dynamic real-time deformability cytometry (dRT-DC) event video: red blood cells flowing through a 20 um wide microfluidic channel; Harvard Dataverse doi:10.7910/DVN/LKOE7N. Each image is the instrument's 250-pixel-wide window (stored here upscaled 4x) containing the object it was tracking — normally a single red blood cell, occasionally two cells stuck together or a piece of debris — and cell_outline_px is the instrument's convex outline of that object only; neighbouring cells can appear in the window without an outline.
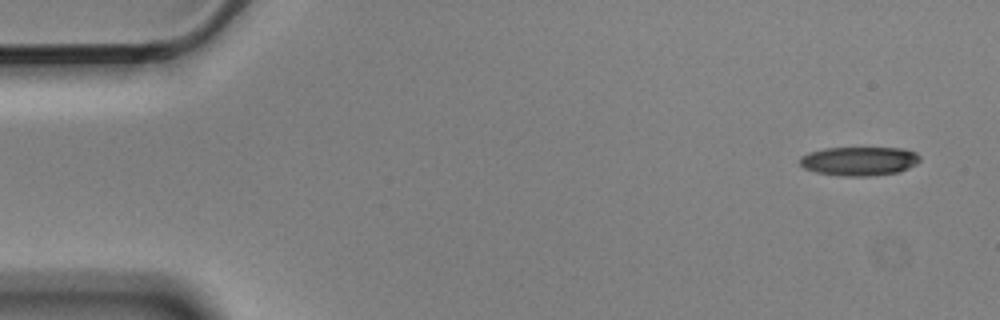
{"species": "Egyptian fruit bat (a non-hibernating species)", "species_latin": "Rousettus aegyptiacus", "temperature_condition": "cold", "stored_images_in_passage": 14, "camera_frame_rate_fps": 3000, "um_per_image_px": 0.085, "animal": {"sex": "male"}, "frame": {"image": 1, "passage_image": 1, "time_ms": 0.0, "image_size_px": [1000, 320], "cell_outline_px": [[920, 160], [916, 164], [908, 168], [896, 172], [868, 176], [844, 176], [816, 172], [804, 168], [800, 164], [800, 156], [808, 152], [824, 148], [904, 148], [916, 152], [920, 156]], "centroid_in_image_um": [73.02, 13.68], "position_along_channel_um": 12.0, "area_um2": 20.23}}
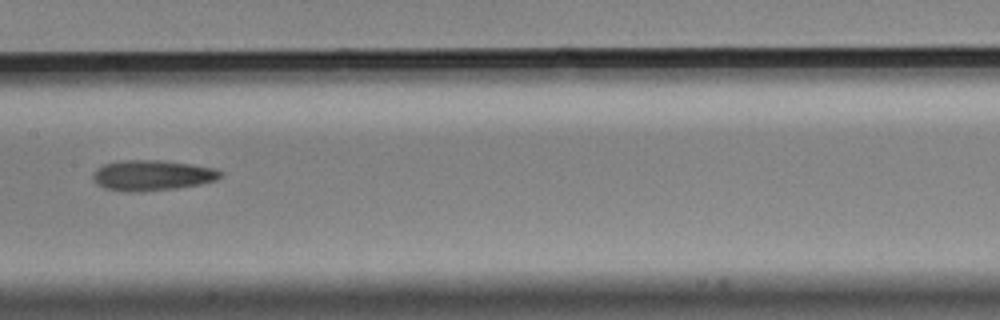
{"frame": {"image": 2, "passage_image": 7, "time_ms": 2.0, "image_size_px": [1000, 320], "cell_outline_px": [[224, 172], [216, 180], [200, 184], [176, 188], [140, 192], [128, 192], [104, 188], [96, 184], [92, 180], [92, 172], [96, 168], [104, 164], [124, 160], [160, 160], [216, 168]], "centroid_in_image_um": [12.89, 14.91], "position_along_channel_um": 194.5, "area_um2": 22.77}}
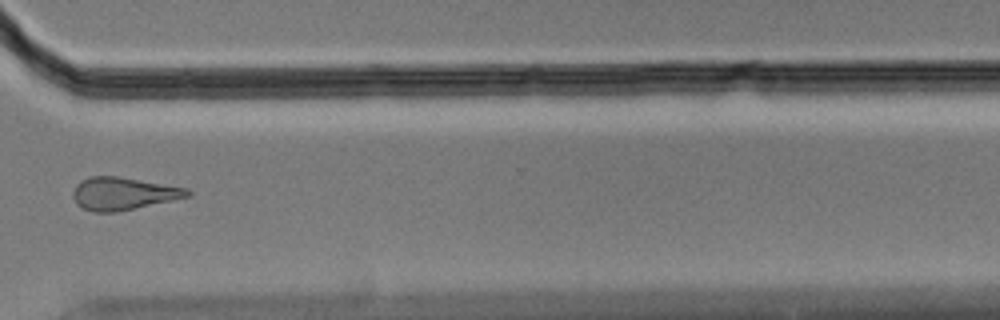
{"frame": {"image": 3, "passage_image": 11, "time_ms": 3.333, "image_size_px": [1000, 320], "cell_outline_px": [[192, 192], [188, 196], [172, 200], [116, 212], [92, 212], [76, 204], [72, 196], [72, 192], [76, 184], [80, 180], [92, 176], [116, 176], [188, 188]], "centroid_in_image_um": [10.43, 16.45], "position_along_channel_um": 360.2, "area_um2": 21.62}}